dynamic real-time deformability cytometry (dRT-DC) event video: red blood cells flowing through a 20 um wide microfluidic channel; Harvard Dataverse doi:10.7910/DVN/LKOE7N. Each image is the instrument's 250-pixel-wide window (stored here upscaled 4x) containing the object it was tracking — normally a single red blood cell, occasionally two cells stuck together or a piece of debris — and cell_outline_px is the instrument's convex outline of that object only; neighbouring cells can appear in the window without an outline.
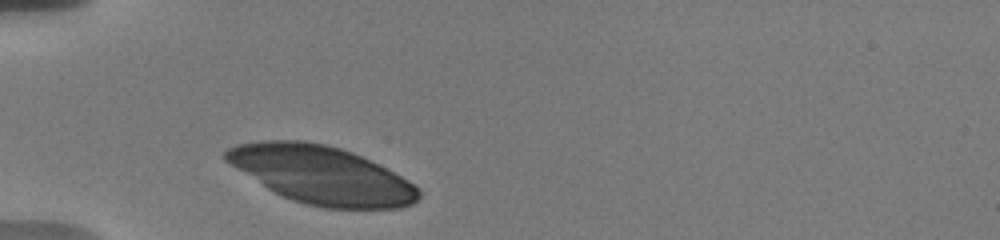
{"species": "human", "species_latin": "Homo sapiens", "temperature_condition": "warm", "stored_images_in_passage": 17, "camera_frame_rate_fps": 3000, "um_per_image_px": 0.085, "donor": {"sex": "male"}, "frame": {"image": 1, "passage_image": 1, "time_ms": 0.0, "image_size_px": [1000, 240], "cell_outline_px": [[420, 196], [412, 204], [400, 208], [324, 208], [304, 204], [292, 200], [268, 188], [224, 160], [224, 152], [228, 148], [236, 144], [264, 140], [304, 140], [324, 144], [340, 148], [352, 152], [408, 180], [420, 192]], "centroid_in_image_um": [27.3, 14.86], "position_along_channel_um": 57.7, "area_um2": 64.22}}